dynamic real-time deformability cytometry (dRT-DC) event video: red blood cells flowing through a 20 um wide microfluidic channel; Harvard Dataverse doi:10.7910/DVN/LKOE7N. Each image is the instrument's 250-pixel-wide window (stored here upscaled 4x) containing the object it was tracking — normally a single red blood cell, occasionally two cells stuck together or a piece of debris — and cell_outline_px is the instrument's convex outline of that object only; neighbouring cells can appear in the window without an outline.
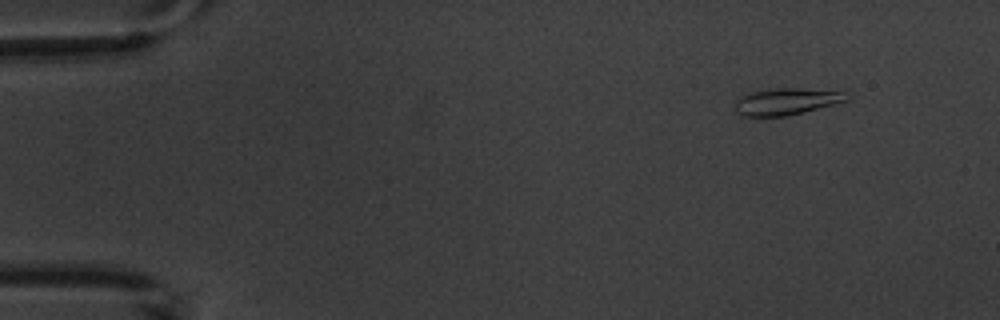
{"species": "common noctule bat (a hibernating species)", "species_latin": "Nyctalus noctula", "temperature_condition": "warm", "stored_images_in_passage": 5, "camera_frame_rate_fps": 3000, "um_per_image_px": 0.085, "animal": {"sex": "male", "body_mass_g": 20.1, "forearm_length_mm": 53.5}, "frame": {"image": 1, "passage_image": 2, "time_ms": 1.0, "image_size_px": [1000, 320], "cell_outline_px": [[848, 100], [788, 116], [744, 116], [736, 112], [736, 100], [740, 96], [752, 92], [776, 88], [796, 88], [840, 92]], "centroid_in_image_um": [66.75, 8.64], "position_along_channel_um": 18.3, "area_um2": 16.82}}